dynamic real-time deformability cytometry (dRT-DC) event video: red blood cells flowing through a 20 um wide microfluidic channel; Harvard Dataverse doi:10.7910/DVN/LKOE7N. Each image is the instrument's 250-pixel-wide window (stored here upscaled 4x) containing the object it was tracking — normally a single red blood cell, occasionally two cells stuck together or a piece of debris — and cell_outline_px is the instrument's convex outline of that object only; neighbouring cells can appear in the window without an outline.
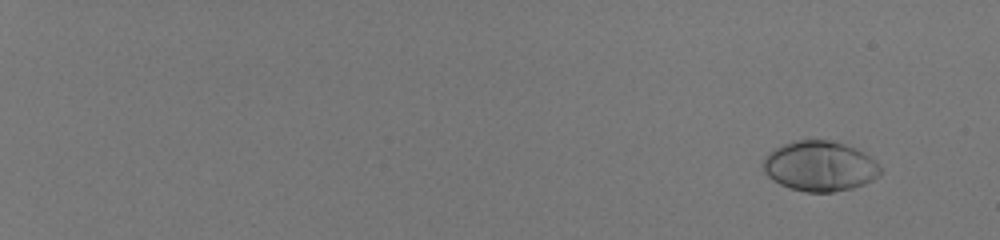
{"species": "human", "species_latin": "Homo sapiens", "temperature_condition": "room temperature", "stored_images_in_passage": 54, "camera_frame_rate_fps": 3000, "um_per_image_px": 0.085, "donor": {"sex": "male"}, "frame": {"image": 1, "passage_image": 1, "time_ms": 0.0, "image_size_px": [1000, 240], "cell_outline_px": [[880, 172], [872, 180], [864, 184], [852, 188], [832, 192], [808, 192], [792, 188], [780, 184], [772, 180], [764, 172], [760, 164], [776, 148], [784, 144], [796, 140], [828, 140], [844, 144], [856, 148], [876, 160], [880, 168]], "centroid_in_image_um": [69.68, 14.12], "position_along_channel_um": 15.3, "area_um2": 33.99}}
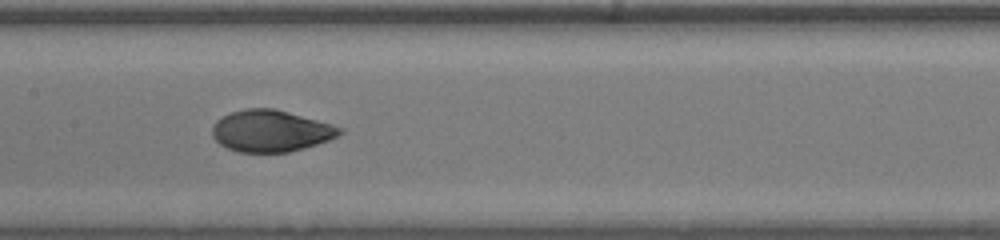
{"frame": {"image": 2, "passage_image": 32, "time_ms": 10.333, "image_size_px": [1000, 240], "cell_outline_px": [[344, 132], [328, 140], [304, 148], [288, 152], [236, 152], [220, 144], [212, 136], [212, 128], [216, 120], [232, 112], [244, 108], [272, 108], [288, 112], [332, 124], [344, 128]], "centroid_in_image_um": [23.01, 11.13], "position_along_channel_um": 184.4, "area_um2": 30.81}}
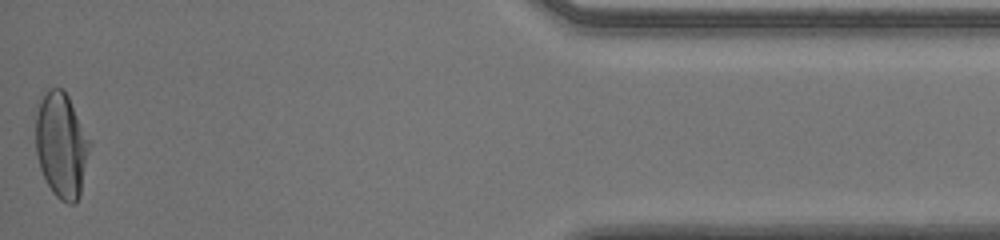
{"frame": {"image": 3, "passage_image": 54, "time_ms": 17.667, "image_size_px": [1000, 240], "cell_outline_px": [[92, 144], [80, 196], [72, 204], [68, 204], [60, 200], [52, 192], [40, 168], [36, 156], [36, 112], [40, 100], [48, 88], [64, 88]], "centroid_in_image_um": [5.23, 12.34], "position_along_channel_um": 430.0, "area_um2": 33.35}, "authors_computed_cell_mechanics": {"area_um2": 31.7322, "velocity_mm_per_s": 4.0645, "shape_relaxation_time_tau1_ms": 3.6623, "shape_relaxation_time_tau2_ms": null, "deformation_change_tau1": 0.1917, "deformation_change_tau2": null}}